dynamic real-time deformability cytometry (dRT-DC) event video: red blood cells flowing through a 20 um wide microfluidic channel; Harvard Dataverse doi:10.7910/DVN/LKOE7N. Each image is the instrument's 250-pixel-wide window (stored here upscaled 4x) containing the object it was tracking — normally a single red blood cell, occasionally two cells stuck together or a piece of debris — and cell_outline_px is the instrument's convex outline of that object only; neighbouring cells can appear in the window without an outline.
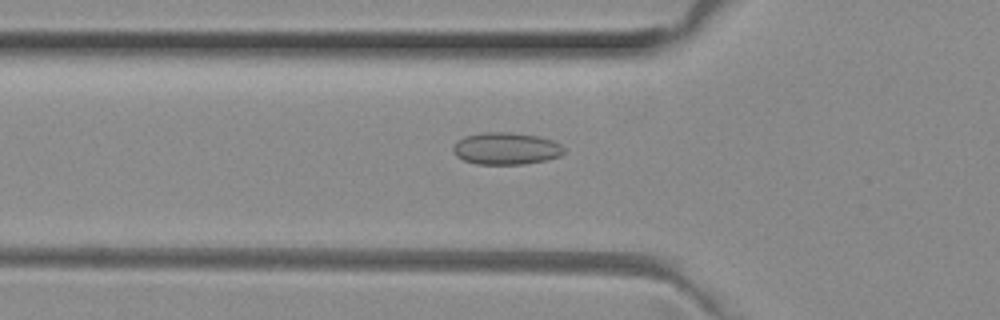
{"species": "common noctule bat (a hibernating species)", "species_latin": "Nyctalus noctula", "temperature_condition": "room temperature", "stored_images_in_passage": 51, "camera_frame_rate_fps": 3000, "um_per_image_px": 0.085, "animal": {"sex": "female", "body_mass_g": 29.2, "forearm_length_mm": 56.3}, "frame": {"image": 1, "passage_image": 17, "time_ms": 5.333, "image_size_px": [1000, 320], "cell_outline_px": [[564, 152], [560, 156], [548, 160], [524, 164], [476, 164], [464, 160], [456, 156], [452, 148], [464, 136], [484, 132], [512, 132], [536, 136], [552, 140], [560, 144], [564, 148]], "centroid_in_image_um": [43.03, 12.63], "position_along_channel_um": 82.8, "area_um2": 20.69}}
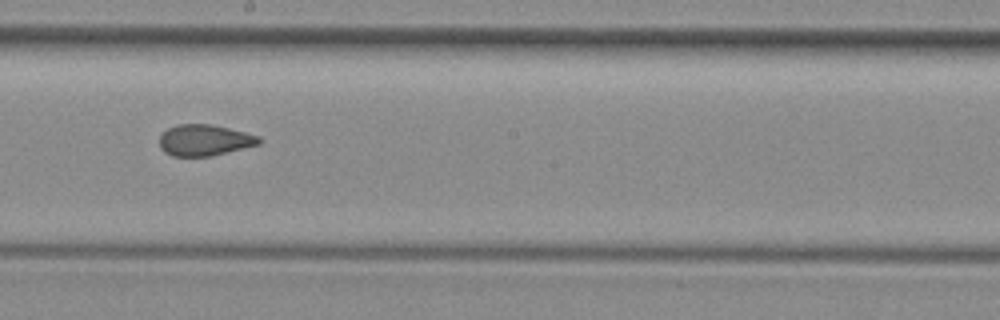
{"frame": {"image": 2, "passage_image": 28, "time_ms": 9.0, "image_size_px": [1000, 320], "cell_outline_px": [[260, 144], [212, 156], [172, 156], [164, 152], [160, 148], [160, 136], [168, 128], [180, 124], [212, 124], [260, 136]], "centroid_in_image_um": [17.38, 11.92], "position_along_channel_um": 230.8, "area_um2": 18.03}}
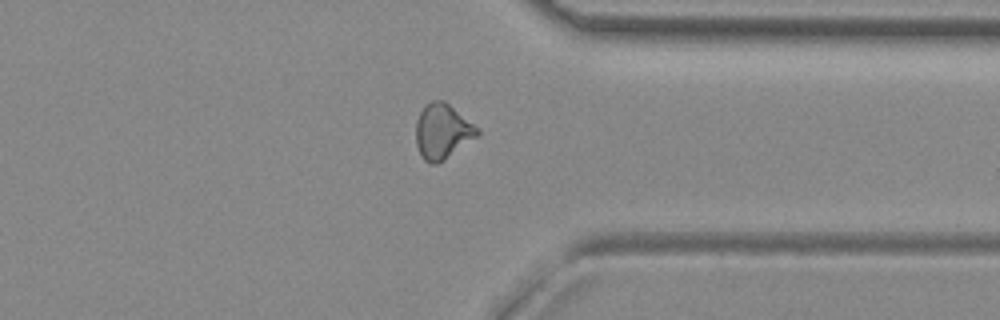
{"frame": {"image": 3, "passage_image": 39, "time_ms": 12.667, "image_size_px": [1000, 320], "cell_outline_px": [[480, 132], [476, 136], [444, 160], [436, 164], [428, 164], [420, 156], [416, 144], [416, 120], [420, 112], [432, 100], [444, 100], [480, 128]], "centroid_in_image_um": [37.59, 11.18], "position_along_channel_um": 373.8, "area_um2": 19.65}, "authors_computed_cell_mechanics": {"area_um2": 18.9584, "velocity_mm_per_s": 4.0192, "shape_relaxation_time_tau1_ms": null, "shape_relaxation_time_tau2_ms": 1.6465, "deformation_change_tau1": null, "deformation_change_tau2": 0.0645}}